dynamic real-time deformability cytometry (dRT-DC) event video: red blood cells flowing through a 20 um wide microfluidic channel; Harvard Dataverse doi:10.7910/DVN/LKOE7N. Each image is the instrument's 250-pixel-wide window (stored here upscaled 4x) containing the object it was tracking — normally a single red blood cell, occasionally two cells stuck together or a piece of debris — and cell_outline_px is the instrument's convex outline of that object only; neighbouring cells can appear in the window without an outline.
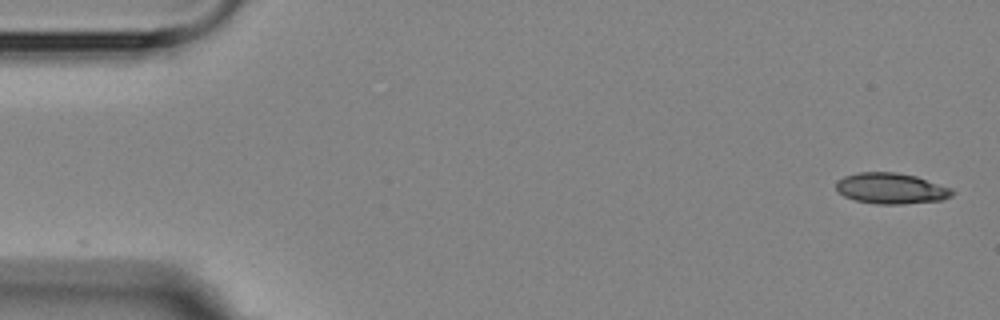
{"species": "Egyptian fruit bat (a non-hibernating species)", "species_latin": "Rousettus aegyptiacus", "temperature_condition": "room temperature", "stored_images_in_passage": 3, "segment_of_instrument_passage": [2, 2], "camera_frame_rate_fps": 3000, "um_per_image_px": 0.085, "animal": {"sex": "female"}, "frame": {"image": 1, "passage_image": 3, "time_ms": 2.667, "image_size_px": [1000, 320], "cell_outline_px": [[956, 192], [952, 196], [944, 200], [904, 204], [876, 204], [856, 200], [844, 196], [836, 192], [836, 180], [844, 176], [856, 172], [896, 172], [916, 176], [952, 188]], "centroid_in_image_um": [75.75, 16.01], "position_along_channel_um": 9.3, "area_um2": 21.21}}